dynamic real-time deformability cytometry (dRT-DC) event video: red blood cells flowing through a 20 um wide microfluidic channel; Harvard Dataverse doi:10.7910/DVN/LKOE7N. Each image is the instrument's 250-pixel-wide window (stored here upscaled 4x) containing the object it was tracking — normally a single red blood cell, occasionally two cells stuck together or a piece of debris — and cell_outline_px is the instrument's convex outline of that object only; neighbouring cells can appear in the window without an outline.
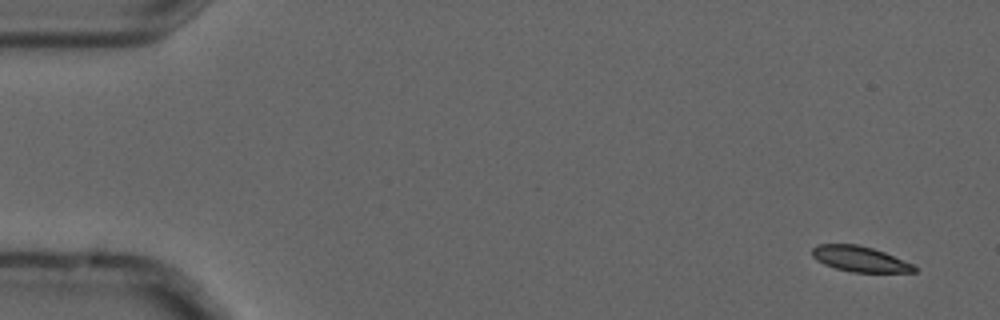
{"species": "common noctule bat (a hibernating species)", "species_latin": "Nyctalus noctula", "temperature_condition": "cold", "stored_images_in_passage": 3, "camera_frame_rate_fps": 3000, "um_per_image_px": 0.085, "animal": {"sex": "male", "forearm_length_mm": 52.5}, "frame": {"image": 1, "passage_image": 1, "time_ms": 0.0, "image_size_px": [1000, 320], "cell_outline_px": [[916, 272], [852, 272], [836, 268], [824, 264], [816, 260], [812, 256], [812, 248], [816, 244], [856, 244], [872, 248], [884, 252], [912, 264], [916, 268]], "centroid_in_image_um": [73.04, 22.0], "position_along_channel_um": 12.0, "area_um2": 15.03}}
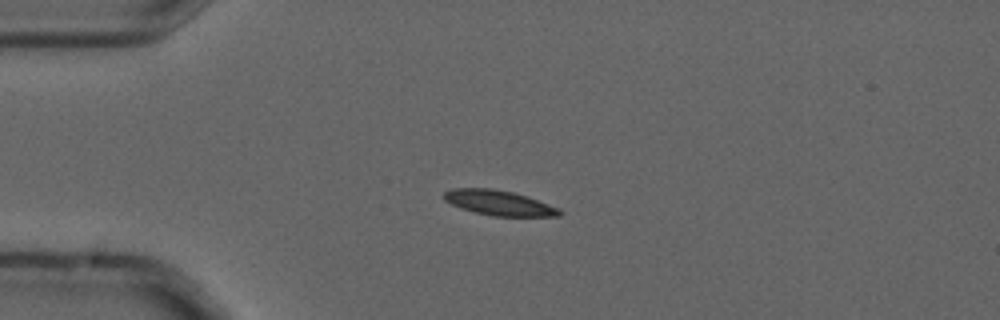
{"frame": {"image": 2, "passage_image": 2, "time_ms": 0.333, "image_size_px": [1000, 320], "cell_outline_px": [[564, 212], [560, 216], [492, 216], [460, 208], [444, 200], [444, 192], [452, 188], [492, 188], [512, 192], [528, 196], [560, 208]], "centroid_in_image_um": [42.45, 17.24], "position_along_channel_um": 42.6, "area_um2": 16.94}}